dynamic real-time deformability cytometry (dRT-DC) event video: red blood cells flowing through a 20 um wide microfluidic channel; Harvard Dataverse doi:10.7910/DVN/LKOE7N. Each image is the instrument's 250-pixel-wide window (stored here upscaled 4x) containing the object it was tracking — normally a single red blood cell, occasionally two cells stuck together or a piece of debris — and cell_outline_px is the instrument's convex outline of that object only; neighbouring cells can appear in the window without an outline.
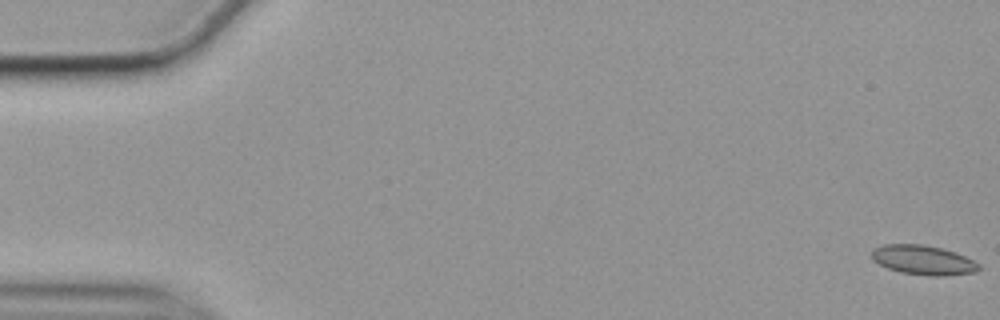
{"species": "common noctule bat (a hibernating species)", "species_latin": "Nyctalus noctula", "temperature_condition": "cold", "stored_images_in_passage": 57, "camera_frame_rate_fps": 3000, "um_per_image_px": 0.085, "animal": {"sex": "female", "body_mass_g": 19.9}, "frame": {"image": 1, "passage_image": 1, "time_ms": 0.0, "image_size_px": [1000, 320], "cell_outline_px": [[980, 268], [976, 272], [944, 276], [932, 276], [900, 272], [888, 268], [872, 260], [872, 248], [884, 244], [924, 244], [944, 248], [956, 252], [980, 264]], "centroid_in_image_um": [78.47, 22.09], "position_along_channel_um": 6.5, "area_um2": 18.55}}
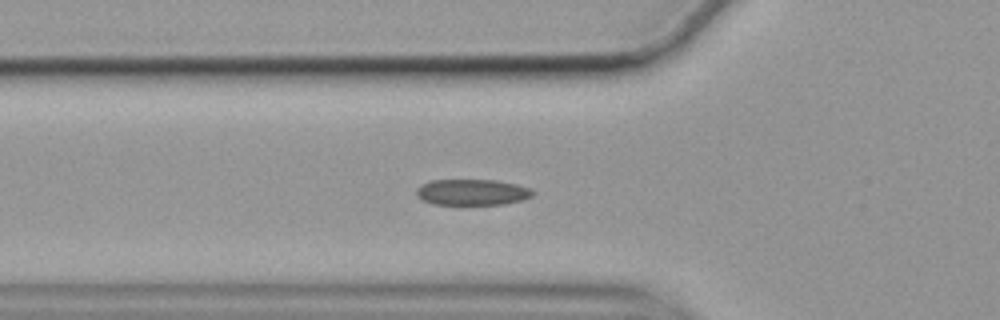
{"frame": {"image": 2, "passage_image": 20, "time_ms": 6.333, "image_size_px": [1000, 320], "cell_outline_px": [[536, 192], [532, 196], [524, 200], [504, 204], [432, 204], [420, 200], [416, 196], [416, 188], [420, 184], [432, 180], [496, 180], [516, 184], [532, 188]], "centroid_in_image_um": [40.13, 16.33], "position_along_channel_um": 85.7, "area_um2": 17.92}}
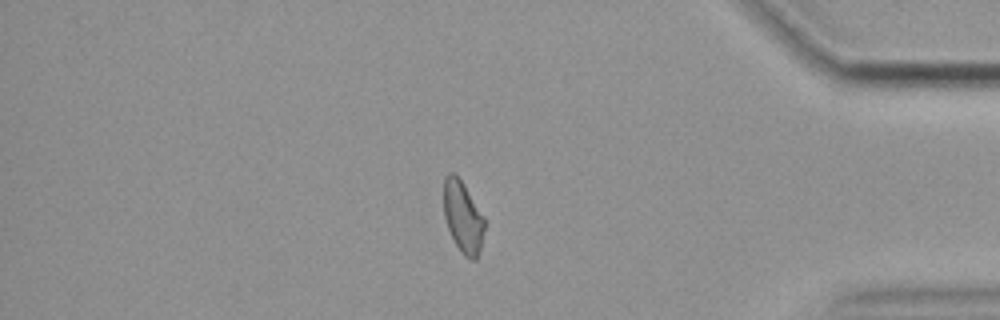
{"frame": {"image": 3, "passage_image": 49, "time_ms": 16.0, "image_size_px": [1000, 320], "cell_outline_px": [[484, 228], [480, 248], [476, 260], [472, 260], [464, 256], [460, 252], [448, 228], [444, 216], [444, 180], [448, 172], [452, 172], [464, 184], [484, 216]], "centroid_in_image_um": [39.35, 18.45], "position_along_channel_um": 395.9, "area_um2": 16.82}, "authors_computed_cell_mechanics": {"area_um2": 17.629, "velocity_mm_per_s": 3.5292, "shape_relaxation_time_tau1_ms": 6.175, "shape_relaxation_time_tau2_ms": 2.6986, "deformation_change_tau1": 0.1293, "deformation_change_tau2": 0.0769}}